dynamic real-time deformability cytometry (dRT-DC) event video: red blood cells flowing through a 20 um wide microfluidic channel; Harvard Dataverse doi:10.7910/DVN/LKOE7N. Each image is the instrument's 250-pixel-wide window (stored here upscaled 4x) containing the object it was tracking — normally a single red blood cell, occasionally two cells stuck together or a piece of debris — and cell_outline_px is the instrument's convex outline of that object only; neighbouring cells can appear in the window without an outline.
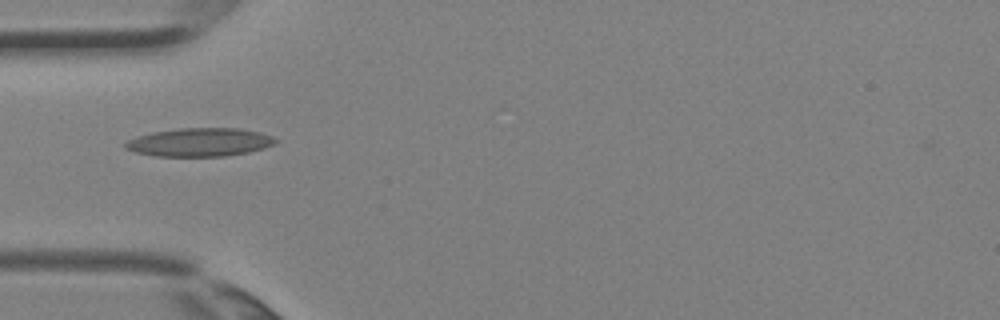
{"species": "Egyptian fruit bat (a non-hibernating species)", "species_latin": "Rousettus aegyptiacus", "temperature_condition": "room temperature", "stored_images_in_passage": 1, "camera_frame_rate_fps": 3000, "um_per_image_px": 0.085, "animal": {"sex": "female"}, "frame": {"image": 1, "passage_image": 1, "time_ms": 0.0, "image_size_px": [1000, 320], "cell_outline_px": [[280, 140], [276, 144], [264, 148], [248, 152], [224, 156], [156, 156], [136, 152], [124, 148], [124, 144], [128, 140], [136, 136], [152, 132], [180, 128], [236, 128], [260, 132], [272, 136]], "centroid_in_image_um": [16.99, 12.08], "position_along_channel_um": 68.0, "area_um2": 24.91}}